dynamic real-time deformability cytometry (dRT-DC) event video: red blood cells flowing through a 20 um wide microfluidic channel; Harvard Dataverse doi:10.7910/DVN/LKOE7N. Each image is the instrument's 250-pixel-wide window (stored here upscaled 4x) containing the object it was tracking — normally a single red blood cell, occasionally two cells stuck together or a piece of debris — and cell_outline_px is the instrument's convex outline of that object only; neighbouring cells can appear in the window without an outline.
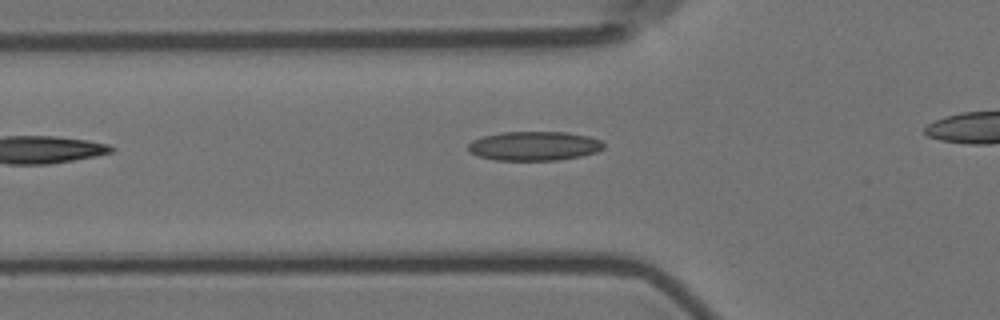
{"species": "Egyptian fruit bat (a non-hibernating species)", "species_latin": "Rousettus aegyptiacus", "temperature_condition": "room temperature", "stored_images_in_passage": 6, "camera_frame_rate_fps": 3000, "um_per_image_px": 0.085, "animal": {"sex": "female"}, "frame": {"image": 1, "passage_image": 4, "time_ms": 3.667, "image_size_px": [1000, 320], "cell_outline_px": [[604, 148], [596, 152], [580, 156], [556, 160], [496, 160], [480, 156], [468, 152], [468, 144], [472, 140], [484, 136], [500, 132], [564, 132], [588, 136], [600, 140], [604, 144]], "centroid_in_image_um": [45.39, 12.4], "position_along_channel_um": 80.4, "area_um2": 22.95}}
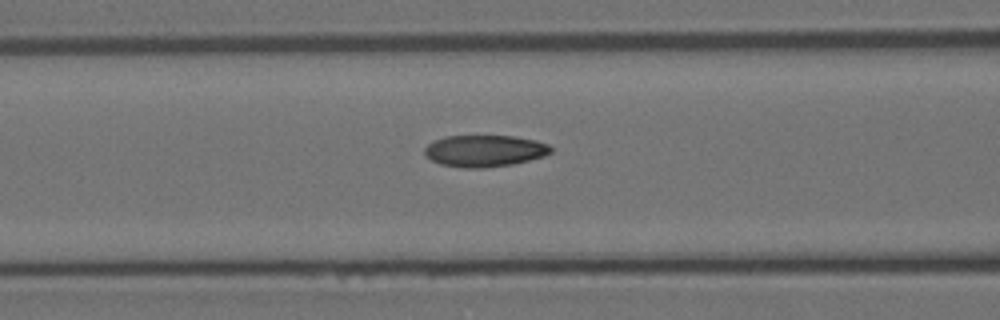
{"frame": {"image": 2, "passage_image": 6, "time_ms": 6.667, "image_size_px": [1000, 320], "cell_outline_px": [[552, 152], [544, 156], [512, 164], [484, 168], [464, 168], [440, 164], [432, 160], [424, 152], [424, 148], [428, 144], [444, 136], [512, 136], [536, 140], [548, 144], [552, 148]], "centroid_in_image_um": [41.2, 12.82], "position_along_channel_um": 125.4, "area_um2": 23.24}}